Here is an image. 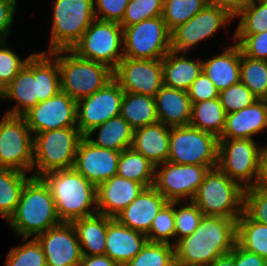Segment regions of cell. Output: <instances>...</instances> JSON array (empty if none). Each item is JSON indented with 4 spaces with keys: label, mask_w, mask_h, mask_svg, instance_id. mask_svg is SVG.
<instances>
[{
    "label": "cell",
    "mask_w": 267,
    "mask_h": 266,
    "mask_svg": "<svg viewBox=\"0 0 267 266\" xmlns=\"http://www.w3.org/2000/svg\"><path fill=\"white\" fill-rule=\"evenodd\" d=\"M52 54L59 66L61 91L76 101L92 95L113 79V70L108 66L81 58L72 50Z\"/></svg>",
    "instance_id": "5"
},
{
    "label": "cell",
    "mask_w": 267,
    "mask_h": 266,
    "mask_svg": "<svg viewBox=\"0 0 267 266\" xmlns=\"http://www.w3.org/2000/svg\"><path fill=\"white\" fill-rule=\"evenodd\" d=\"M23 116L4 114L0 122V168L33 170L34 136Z\"/></svg>",
    "instance_id": "13"
},
{
    "label": "cell",
    "mask_w": 267,
    "mask_h": 266,
    "mask_svg": "<svg viewBox=\"0 0 267 266\" xmlns=\"http://www.w3.org/2000/svg\"><path fill=\"white\" fill-rule=\"evenodd\" d=\"M163 3L164 0H130L120 25L127 27L143 20L162 16Z\"/></svg>",
    "instance_id": "43"
},
{
    "label": "cell",
    "mask_w": 267,
    "mask_h": 266,
    "mask_svg": "<svg viewBox=\"0 0 267 266\" xmlns=\"http://www.w3.org/2000/svg\"><path fill=\"white\" fill-rule=\"evenodd\" d=\"M218 138L211 133L187 126L170 127L169 162L208 166L218 165Z\"/></svg>",
    "instance_id": "9"
},
{
    "label": "cell",
    "mask_w": 267,
    "mask_h": 266,
    "mask_svg": "<svg viewBox=\"0 0 267 266\" xmlns=\"http://www.w3.org/2000/svg\"><path fill=\"white\" fill-rule=\"evenodd\" d=\"M36 239L42 246L47 266H79L81 246L71 222H61Z\"/></svg>",
    "instance_id": "19"
},
{
    "label": "cell",
    "mask_w": 267,
    "mask_h": 266,
    "mask_svg": "<svg viewBox=\"0 0 267 266\" xmlns=\"http://www.w3.org/2000/svg\"><path fill=\"white\" fill-rule=\"evenodd\" d=\"M13 232L36 238L61 223L49 186L41 177H31L24 185L14 213L7 220Z\"/></svg>",
    "instance_id": "3"
},
{
    "label": "cell",
    "mask_w": 267,
    "mask_h": 266,
    "mask_svg": "<svg viewBox=\"0 0 267 266\" xmlns=\"http://www.w3.org/2000/svg\"><path fill=\"white\" fill-rule=\"evenodd\" d=\"M120 152L98 147L86 136L79 141L73 169L94 185H98L117 175Z\"/></svg>",
    "instance_id": "20"
},
{
    "label": "cell",
    "mask_w": 267,
    "mask_h": 266,
    "mask_svg": "<svg viewBox=\"0 0 267 266\" xmlns=\"http://www.w3.org/2000/svg\"><path fill=\"white\" fill-rule=\"evenodd\" d=\"M17 0H0V42L6 41L14 21Z\"/></svg>",
    "instance_id": "50"
},
{
    "label": "cell",
    "mask_w": 267,
    "mask_h": 266,
    "mask_svg": "<svg viewBox=\"0 0 267 266\" xmlns=\"http://www.w3.org/2000/svg\"><path fill=\"white\" fill-rule=\"evenodd\" d=\"M147 236L121 224L116 218L108 217L106 250L118 265H126L147 243Z\"/></svg>",
    "instance_id": "23"
},
{
    "label": "cell",
    "mask_w": 267,
    "mask_h": 266,
    "mask_svg": "<svg viewBox=\"0 0 267 266\" xmlns=\"http://www.w3.org/2000/svg\"><path fill=\"white\" fill-rule=\"evenodd\" d=\"M167 202L153 186L147 187L115 218L124 226L147 234L155 216Z\"/></svg>",
    "instance_id": "22"
},
{
    "label": "cell",
    "mask_w": 267,
    "mask_h": 266,
    "mask_svg": "<svg viewBox=\"0 0 267 266\" xmlns=\"http://www.w3.org/2000/svg\"><path fill=\"white\" fill-rule=\"evenodd\" d=\"M233 38L245 56L267 60V30L258 34L233 35Z\"/></svg>",
    "instance_id": "47"
},
{
    "label": "cell",
    "mask_w": 267,
    "mask_h": 266,
    "mask_svg": "<svg viewBox=\"0 0 267 266\" xmlns=\"http://www.w3.org/2000/svg\"><path fill=\"white\" fill-rule=\"evenodd\" d=\"M71 223L75 228L82 255H105L108 216L96 213L75 219Z\"/></svg>",
    "instance_id": "29"
},
{
    "label": "cell",
    "mask_w": 267,
    "mask_h": 266,
    "mask_svg": "<svg viewBox=\"0 0 267 266\" xmlns=\"http://www.w3.org/2000/svg\"><path fill=\"white\" fill-rule=\"evenodd\" d=\"M236 17L239 22L234 35L264 32L267 30V2L248 1Z\"/></svg>",
    "instance_id": "39"
},
{
    "label": "cell",
    "mask_w": 267,
    "mask_h": 266,
    "mask_svg": "<svg viewBox=\"0 0 267 266\" xmlns=\"http://www.w3.org/2000/svg\"><path fill=\"white\" fill-rule=\"evenodd\" d=\"M155 165L132 147L120 152L117 175L141 183L145 188L154 184Z\"/></svg>",
    "instance_id": "33"
},
{
    "label": "cell",
    "mask_w": 267,
    "mask_h": 266,
    "mask_svg": "<svg viewBox=\"0 0 267 266\" xmlns=\"http://www.w3.org/2000/svg\"><path fill=\"white\" fill-rule=\"evenodd\" d=\"M190 126L221 137L226 125V112L219 98L192 103Z\"/></svg>",
    "instance_id": "32"
},
{
    "label": "cell",
    "mask_w": 267,
    "mask_h": 266,
    "mask_svg": "<svg viewBox=\"0 0 267 266\" xmlns=\"http://www.w3.org/2000/svg\"><path fill=\"white\" fill-rule=\"evenodd\" d=\"M46 52L47 50L34 53L12 82L3 89V99L16 101V105L5 114L23 116L39 102L61 91L57 58Z\"/></svg>",
    "instance_id": "1"
},
{
    "label": "cell",
    "mask_w": 267,
    "mask_h": 266,
    "mask_svg": "<svg viewBox=\"0 0 267 266\" xmlns=\"http://www.w3.org/2000/svg\"><path fill=\"white\" fill-rule=\"evenodd\" d=\"M261 100L263 101L265 107L267 108V92H266V94L261 98Z\"/></svg>",
    "instance_id": "56"
},
{
    "label": "cell",
    "mask_w": 267,
    "mask_h": 266,
    "mask_svg": "<svg viewBox=\"0 0 267 266\" xmlns=\"http://www.w3.org/2000/svg\"><path fill=\"white\" fill-rule=\"evenodd\" d=\"M258 184L267 185V145L260 146Z\"/></svg>",
    "instance_id": "54"
},
{
    "label": "cell",
    "mask_w": 267,
    "mask_h": 266,
    "mask_svg": "<svg viewBox=\"0 0 267 266\" xmlns=\"http://www.w3.org/2000/svg\"><path fill=\"white\" fill-rule=\"evenodd\" d=\"M154 98L159 122L169 127L190 124L192 102L187 91L163 86Z\"/></svg>",
    "instance_id": "25"
},
{
    "label": "cell",
    "mask_w": 267,
    "mask_h": 266,
    "mask_svg": "<svg viewBox=\"0 0 267 266\" xmlns=\"http://www.w3.org/2000/svg\"><path fill=\"white\" fill-rule=\"evenodd\" d=\"M124 90L112 79L92 95L77 101V127L86 136L94 127L120 115Z\"/></svg>",
    "instance_id": "15"
},
{
    "label": "cell",
    "mask_w": 267,
    "mask_h": 266,
    "mask_svg": "<svg viewBox=\"0 0 267 266\" xmlns=\"http://www.w3.org/2000/svg\"><path fill=\"white\" fill-rule=\"evenodd\" d=\"M183 206L182 201H174L175 238L178 239L191 235L196 231L204 214L193 201H187ZM179 205V208H176ZM182 206V207H181Z\"/></svg>",
    "instance_id": "41"
},
{
    "label": "cell",
    "mask_w": 267,
    "mask_h": 266,
    "mask_svg": "<svg viewBox=\"0 0 267 266\" xmlns=\"http://www.w3.org/2000/svg\"><path fill=\"white\" fill-rule=\"evenodd\" d=\"M230 17L224 10L206 5L200 12L171 31V50L188 52L206 38H212L215 33L230 23Z\"/></svg>",
    "instance_id": "18"
},
{
    "label": "cell",
    "mask_w": 267,
    "mask_h": 266,
    "mask_svg": "<svg viewBox=\"0 0 267 266\" xmlns=\"http://www.w3.org/2000/svg\"><path fill=\"white\" fill-rule=\"evenodd\" d=\"M235 266H267V261L235 243Z\"/></svg>",
    "instance_id": "51"
},
{
    "label": "cell",
    "mask_w": 267,
    "mask_h": 266,
    "mask_svg": "<svg viewBox=\"0 0 267 266\" xmlns=\"http://www.w3.org/2000/svg\"><path fill=\"white\" fill-rule=\"evenodd\" d=\"M3 100V90L1 89V87H0V100Z\"/></svg>",
    "instance_id": "57"
},
{
    "label": "cell",
    "mask_w": 267,
    "mask_h": 266,
    "mask_svg": "<svg viewBox=\"0 0 267 266\" xmlns=\"http://www.w3.org/2000/svg\"><path fill=\"white\" fill-rule=\"evenodd\" d=\"M125 266H176L174 246L147 241L141 251Z\"/></svg>",
    "instance_id": "38"
},
{
    "label": "cell",
    "mask_w": 267,
    "mask_h": 266,
    "mask_svg": "<svg viewBox=\"0 0 267 266\" xmlns=\"http://www.w3.org/2000/svg\"><path fill=\"white\" fill-rule=\"evenodd\" d=\"M185 54L170 50L162 58L164 86L187 91L202 72V60L196 62Z\"/></svg>",
    "instance_id": "28"
},
{
    "label": "cell",
    "mask_w": 267,
    "mask_h": 266,
    "mask_svg": "<svg viewBox=\"0 0 267 266\" xmlns=\"http://www.w3.org/2000/svg\"><path fill=\"white\" fill-rule=\"evenodd\" d=\"M129 1L130 0H93L95 18L120 24ZM100 15L102 16L100 17Z\"/></svg>",
    "instance_id": "48"
},
{
    "label": "cell",
    "mask_w": 267,
    "mask_h": 266,
    "mask_svg": "<svg viewBox=\"0 0 267 266\" xmlns=\"http://www.w3.org/2000/svg\"><path fill=\"white\" fill-rule=\"evenodd\" d=\"M150 242L168 243L174 245L175 220H174V201H168L155 216L151 228L146 234ZM171 242V243H170Z\"/></svg>",
    "instance_id": "42"
},
{
    "label": "cell",
    "mask_w": 267,
    "mask_h": 266,
    "mask_svg": "<svg viewBox=\"0 0 267 266\" xmlns=\"http://www.w3.org/2000/svg\"><path fill=\"white\" fill-rule=\"evenodd\" d=\"M249 0H206L207 5L224 10L230 17L235 18Z\"/></svg>",
    "instance_id": "52"
},
{
    "label": "cell",
    "mask_w": 267,
    "mask_h": 266,
    "mask_svg": "<svg viewBox=\"0 0 267 266\" xmlns=\"http://www.w3.org/2000/svg\"><path fill=\"white\" fill-rule=\"evenodd\" d=\"M249 1H254V2H267V0H249Z\"/></svg>",
    "instance_id": "58"
},
{
    "label": "cell",
    "mask_w": 267,
    "mask_h": 266,
    "mask_svg": "<svg viewBox=\"0 0 267 266\" xmlns=\"http://www.w3.org/2000/svg\"><path fill=\"white\" fill-rule=\"evenodd\" d=\"M27 173L10 168H0V215L6 221L14 213L19 203Z\"/></svg>",
    "instance_id": "34"
},
{
    "label": "cell",
    "mask_w": 267,
    "mask_h": 266,
    "mask_svg": "<svg viewBox=\"0 0 267 266\" xmlns=\"http://www.w3.org/2000/svg\"><path fill=\"white\" fill-rule=\"evenodd\" d=\"M28 239L23 238V244L9 251L5 266H47L41 244L36 238Z\"/></svg>",
    "instance_id": "40"
},
{
    "label": "cell",
    "mask_w": 267,
    "mask_h": 266,
    "mask_svg": "<svg viewBox=\"0 0 267 266\" xmlns=\"http://www.w3.org/2000/svg\"><path fill=\"white\" fill-rule=\"evenodd\" d=\"M243 212L251 220L267 225V185L245 189Z\"/></svg>",
    "instance_id": "44"
},
{
    "label": "cell",
    "mask_w": 267,
    "mask_h": 266,
    "mask_svg": "<svg viewBox=\"0 0 267 266\" xmlns=\"http://www.w3.org/2000/svg\"><path fill=\"white\" fill-rule=\"evenodd\" d=\"M209 169L166 161L155 166L153 187L170 202L192 201Z\"/></svg>",
    "instance_id": "14"
},
{
    "label": "cell",
    "mask_w": 267,
    "mask_h": 266,
    "mask_svg": "<svg viewBox=\"0 0 267 266\" xmlns=\"http://www.w3.org/2000/svg\"><path fill=\"white\" fill-rule=\"evenodd\" d=\"M41 178L51 190L61 222L98 213L96 185L73 168L51 171Z\"/></svg>",
    "instance_id": "4"
},
{
    "label": "cell",
    "mask_w": 267,
    "mask_h": 266,
    "mask_svg": "<svg viewBox=\"0 0 267 266\" xmlns=\"http://www.w3.org/2000/svg\"><path fill=\"white\" fill-rule=\"evenodd\" d=\"M236 225L235 219L204 215L195 232L173 245L176 266H208L231 252L236 243Z\"/></svg>",
    "instance_id": "2"
},
{
    "label": "cell",
    "mask_w": 267,
    "mask_h": 266,
    "mask_svg": "<svg viewBox=\"0 0 267 266\" xmlns=\"http://www.w3.org/2000/svg\"><path fill=\"white\" fill-rule=\"evenodd\" d=\"M48 53L72 50L95 19L93 0H55Z\"/></svg>",
    "instance_id": "8"
},
{
    "label": "cell",
    "mask_w": 267,
    "mask_h": 266,
    "mask_svg": "<svg viewBox=\"0 0 267 266\" xmlns=\"http://www.w3.org/2000/svg\"><path fill=\"white\" fill-rule=\"evenodd\" d=\"M259 152L254 139H219L217 167L242 188L254 187L258 184Z\"/></svg>",
    "instance_id": "11"
},
{
    "label": "cell",
    "mask_w": 267,
    "mask_h": 266,
    "mask_svg": "<svg viewBox=\"0 0 267 266\" xmlns=\"http://www.w3.org/2000/svg\"><path fill=\"white\" fill-rule=\"evenodd\" d=\"M6 41L0 42V87L3 90L13 80V78L26 65L30 54L25 60L21 59L10 47L7 48Z\"/></svg>",
    "instance_id": "46"
},
{
    "label": "cell",
    "mask_w": 267,
    "mask_h": 266,
    "mask_svg": "<svg viewBox=\"0 0 267 266\" xmlns=\"http://www.w3.org/2000/svg\"><path fill=\"white\" fill-rule=\"evenodd\" d=\"M33 143V177L74 165L77 147L83 135L78 127H66L37 133Z\"/></svg>",
    "instance_id": "7"
},
{
    "label": "cell",
    "mask_w": 267,
    "mask_h": 266,
    "mask_svg": "<svg viewBox=\"0 0 267 266\" xmlns=\"http://www.w3.org/2000/svg\"><path fill=\"white\" fill-rule=\"evenodd\" d=\"M267 129V108L258 99L252 105L226 114L225 129L219 139H254V135Z\"/></svg>",
    "instance_id": "24"
},
{
    "label": "cell",
    "mask_w": 267,
    "mask_h": 266,
    "mask_svg": "<svg viewBox=\"0 0 267 266\" xmlns=\"http://www.w3.org/2000/svg\"><path fill=\"white\" fill-rule=\"evenodd\" d=\"M122 28L124 57L162 59L171 50V32L162 16Z\"/></svg>",
    "instance_id": "12"
},
{
    "label": "cell",
    "mask_w": 267,
    "mask_h": 266,
    "mask_svg": "<svg viewBox=\"0 0 267 266\" xmlns=\"http://www.w3.org/2000/svg\"><path fill=\"white\" fill-rule=\"evenodd\" d=\"M241 48L236 43L212 58L202 60V71L220 92L240 82Z\"/></svg>",
    "instance_id": "26"
},
{
    "label": "cell",
    "mask_w": 267,
    "mask_h": 266,
    "mask_svg": "<svg viewBox=\"0 0 267 266\" xmlns=\"http://www.w3.org/2000/svg\"><path fill=\"white\" fill-rule=\"evenodd\" d=\"M240 82L261 99L267 92V60L249 58L241 51Z\"/></svg>",
    "instance_id": "36"
},
{
    "label": "cell",
    "mask_w": 267,
    "mask_h": 266,
    "mask_svg": "<svg viewBox=\"0 0 267 266\" xmlns=\"http://www.w3.org/2000/svg\"><path fill=\"white\" fill-rule=\"evenodd\" d=\"M122 45V26L95 18L72 51L81 58L104 64L114 70L124 58Z\"/></svg>",
    "instance_id": "10"
},
{
    "label": "cell",
    "mask_w": 267,
    "mask_h": 266,
    "mask_svg": "<svg viewBox=\"0 0 267 266\" xmlns=\"http://www.w3.org/2000/svg\"><path fill=\"white\" fill-rule=\"evenodd\" d=\"M207 5L206 0H164L162 18L171 32Z\"/></svg>",
    "instance_id": "37"
},
{
    "label": "cell",
    "mask_w": 267,
    "mask_h": 266,
    "mask_svg": "<svg viewBox=\"0 0 267 266\" xmlns=\"http://www.w3.org/2000/svg\"><path fill=\"white\" fill-rule=\"evenodd\" d=\"M219 99L226 114L246 108L258 100L242 82L220 91Z\"/></svg>",
    "instance_id": "45"
},
{
    "label": "cell",
    "mask_w": 267,
    "mask_h": 266,
    "mask_svg": "<svg viewBox=\"0 0 267 266\" xmlns=\"http://www.w3.org/2000/svg\"><path fill=\"white\" fill-rule=\"evenodd\" d=\"M236 243L267 261V225L251 220L244 212L237 219Z\"/></svg>",
    "instance_id": "35"
},
{
    "label": "cell",
    "mask_w": 267,
    "mask_h": 266,
    "mask_svg": "<svg viewBox=\"0 0 267 266\" xmlns=\"http://www.w3.org/2000/svg\"><path fill=\"white\" fill-rule=\"evenodd\" d=\"M170 127L156 122L134 130L132 148L155 166L169 157Z\"/></svg>",
    "instance_id": "27"
},
{
    "label": "cell",
    "mask_w": 267,
    "mask_h": 266,
    "mask_svg": "<svg viewBox=\"0 0 267 266\" xmlns=\"http://www.w3.org/2000/svg\"><path fill=\"white\" fill-rule=\"evenodd\" d=\"M187 93L192 103L219 98V91L203 71L193 81Z\"/></svg>",
    "instance_id": "49"
},
{
    "label": "cell",
    "mask_w": 267,
    "mask_h": 266,
    "mask_svg": "<svg viewBox=\"0 0 267 266\" xmlns=\"http://www.w3.org/2000/svg\"><path fill=\"white\" fill-rule=\"evenodd\" d=\"M208 266H235V245L231 252L219 256Z\"/></svg>",
    "instance_id": "55"
},
{
    "label": "cell",
    "mask_w": 267,
    "mask_h": 266,
    "mask_svg": "<svg viewBox=\"0 0 267 266\" xmlns=\"http://www.w3.org/2000/svg\"><path fill=\"white\" fill-rule=\"evenodd\" d=\"M113 79L124 92L154 97L164 86L162 59L124 57L113 70Z\"/></svg>",
    "instance_id": "16"
},
{
    "label": "cell",
    "mask_w": 267,
    "mask_h": 266,
    "mask_svg": "<svg viewBox=\"0 0 267 266\" xmlns=\"http://www.w3.org/2000/svg\"><path fill=\"white\" fill-rule=\"evenodd\" d=\"M98 130L97 139L91 138ZM134 130L120 115L94 127L86 137L94 145L121 152L132 146Z\"/></svg>",
    "instance_id": "30"
},
{
    "label": "cell",
    "mask_w": 267,
    "mask_h": 266,
    "mask_svg": "<svg viewBox=\"0 0 267 266\" xmlns=\"http://www.w3.org/2000/svg\"><path fill=\"white\" fill-rule=\"evenodd\" d=\"M244 191L218 167L209 169L193 202L205 216L237 219L243 214Z\"/></svg>",
    "instance_id": "6"
},
{
    "label": "cell",
    "mask_w": 267,
    "mask_h": 266,
    "mask_svg": "<svg viewBox=\"0 0 267 266\" xmlns=\"http://www.w3.org/2000/svg\"><path fill=\"white\" fill-rule=\"evenodd\" d=\"M79 266H118V264L107 255H82Z\"/></svg>",
    "instance_id": "53"
},
{
    "label": "cell",
    "mask_w": 267,
    "mask_h": 266,
    "mask_svg": "<svg viewBox=\"0 0 267 266\" xmlns=\"http://www.w3.org/2000/svg\"><path fill=\"white\" fill-rule=\"evenodd\" d=\"M145 187L134 180L112 176L96 186L98 213L115 218Z\"/></svg>",
    "instance_id": "21"
},
{
    "label": "cell",
    "mask_w": 267,
    "mask_h": 266,
    "mask_svg": "<svg viewBox=\"0 0 267 266\" xmlns=\"http://www.w3.org/2000/svg\"><path fill=\"white\" fill-rule=\"evenodd\" d=\"M77 101L59 91L55 96L39 102L23 117L35 135L40 132L77 127Z\"/></svg>",
    "instance_id": "17"
},
{
    "label": "cell",
    "mask_w": 267,
    "mask_h": 266,
    "mask_svg": "<svg viewBox=\"0 0 267 266\" xmlns=\"http://www.w3.org/2000/svg\"><path fill=\"white\" fill-rule=\"evenodd\" d=\"M120 116L130 124L133 130L158 122L155 98L124 92Z\"/></svg>",
    "instance_id": "31"
}]
</instances>
